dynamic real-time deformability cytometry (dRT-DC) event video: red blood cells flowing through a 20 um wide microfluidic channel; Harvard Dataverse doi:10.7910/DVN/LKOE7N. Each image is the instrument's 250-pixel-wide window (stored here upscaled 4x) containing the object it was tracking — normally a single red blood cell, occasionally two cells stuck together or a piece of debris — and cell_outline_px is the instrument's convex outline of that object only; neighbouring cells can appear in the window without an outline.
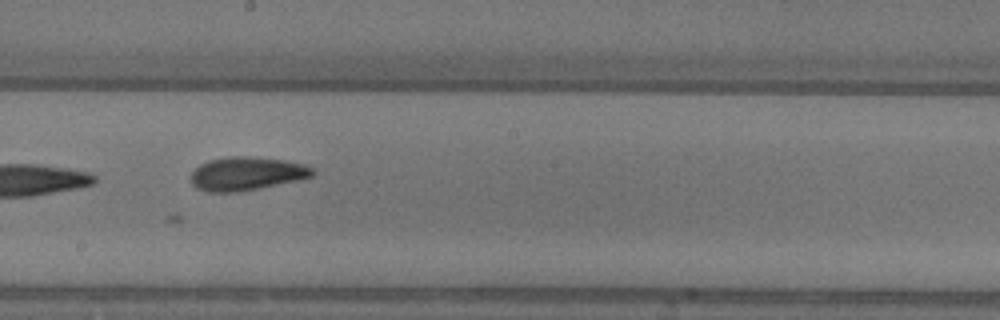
{"species": "common noctule bat (a hibernating species)", "species_latin": "Nyctalus noctula", "temperature_condition": "warm", "stored_images_in_passage": 34, "camera_frame_rate_fps": 3000, "um_per_image_px": 0.085, "animal": {"sex": "female"}, "frame": {"image": 1, "passage_image": 24, "time_ms": 7.667, "image_size_px": [1000, 320], "cell_outline_px": [[316, 172], [312, 176], [296, 180], [236, 192], [208, 192], [196, 188], [192, 184], [192, 172], [200, 164], [208, 160], [228, 156], [248, 156], [284, 160], [304, 164], [312, 168]], "centroid_in_image_um": [20.93, 14.74], "position_along_channel_um": 227.3, "area_um2": 23.47}}